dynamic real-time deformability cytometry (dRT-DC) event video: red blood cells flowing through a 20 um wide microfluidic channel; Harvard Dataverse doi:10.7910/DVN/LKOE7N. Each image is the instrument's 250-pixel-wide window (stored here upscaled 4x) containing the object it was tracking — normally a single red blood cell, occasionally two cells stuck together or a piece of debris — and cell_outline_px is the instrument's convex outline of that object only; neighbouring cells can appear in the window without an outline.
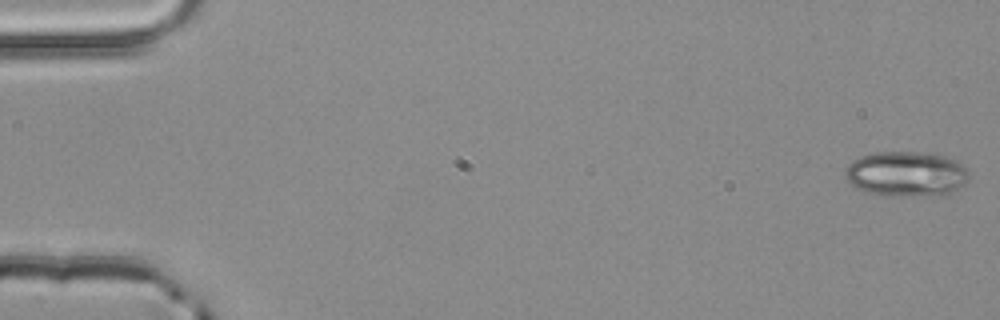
{"species": "common noctule bat (a hibernating species)", "species_latin": "Nyctalus noctula", "temperature_condition": "room temperature", "stored_images_in_passage": 3, "camera_frame_rate_fps": 3000, "um_per_image_px": 0.085, "animal": {"sex": "male", "body_mass_g": 20.4}, "frame": {"image": 1, "passage_image": 1, "time_ms": 0.0, "image_size_px": [1000, 320], "cell_outline_px": [[968, 180], [964, 184], [952, 192], [912, 196], [884, 196], [868, 192], [852, 184], [844, 176], [844, 168], [852, 160], [872, 152], [920, 152], [944, 156], [956, 160], [968, 168]], "centroid_in_image_um": [77.01, 14.77], "position_along_channel_um": 8.0, "area_um2": 32.48}}
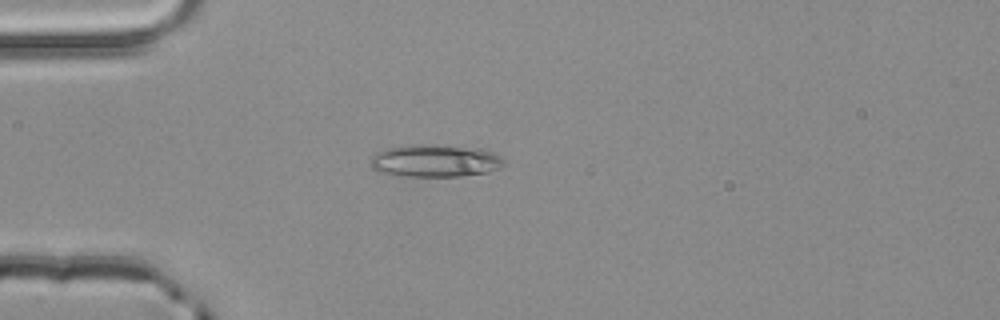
{"frame": {"image": 2, "passage_image": 3, "time_ms": 0.667, "image_size_px": [1000, 320], "cell_outline_px": [[504, 164], [500, 168], [488, 172], [464, 176], [392, 176], [380, 172], [372, 168], [368, 164], [372, 156], [376, 152], [388, 148], [404, 144], [432, 144], [480, 148], [496, 152], [504, 160]], "centroid_in_image_um": [36.96, 13.66], "position_along_channel_um": 48.0, "area_um2": 25.89}}